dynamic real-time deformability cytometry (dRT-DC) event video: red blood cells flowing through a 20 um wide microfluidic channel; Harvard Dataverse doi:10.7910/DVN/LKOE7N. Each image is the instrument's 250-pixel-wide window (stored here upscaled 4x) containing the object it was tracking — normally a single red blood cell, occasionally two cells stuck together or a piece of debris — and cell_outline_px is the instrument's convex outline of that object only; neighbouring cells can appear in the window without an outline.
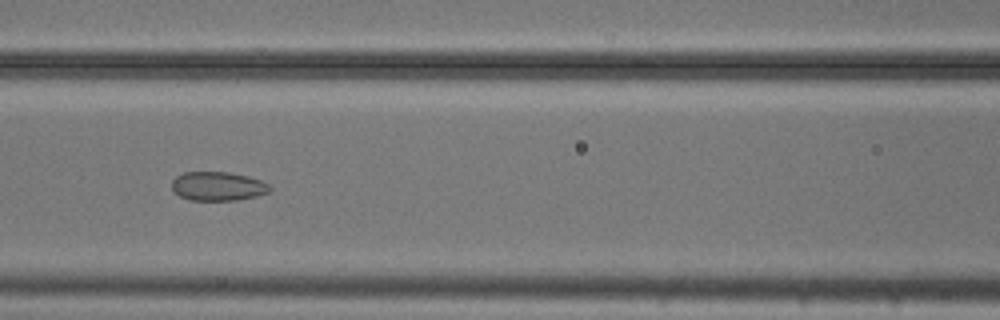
{"species": "common noctule bat (a hibernating species)", "species_latin": "Nyctalus noctula", "temperature_condition": "cold", "stored_images_in_passage": 54, "camera_frame_rate_fps": 3000, "um_per_image_px": 0.085, "animal": {"sex": "male", "body_mass_g": 20.5, "forearm_length_mm": 52.5}, "frame": {"image": 1, "passage_image": 24, "time_ms": 7.667, "image_size_px": [1000, 320], "cell_outline_px": [[272, 188], [268, 192], [256, 196], [236, 200], [192, 200], [180, 196], [172, 192], [172, 180], [176, 176], [184, 172], [228, 172], [248, 176], [260, 180], [268, 184]], "centroid_in_image_um": [18.49, 15.82], "position_along_channel_um": 148.1, "area_um2": 16.53}}
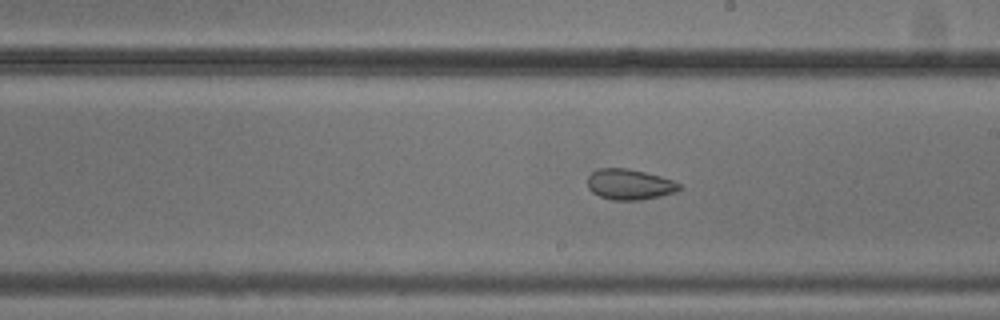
{"frame": {"image": 2, "passage_image": 31, "time_ms": 10.0, "image_size_px": [1000, 320], "cell_outline_px": [[680, 188], [676, 192], [660, 196], [640, 200], [612, 200], [600, 196], [592, 192], [588, 188], [588, 176], [596, 168], [628, 168], [660, 176], [672, 180], [680, 184]], "centroid_in_image_um": [53.49, 15.67], "position_along_channel_um": 235.5, "area_um2": 16.36}}
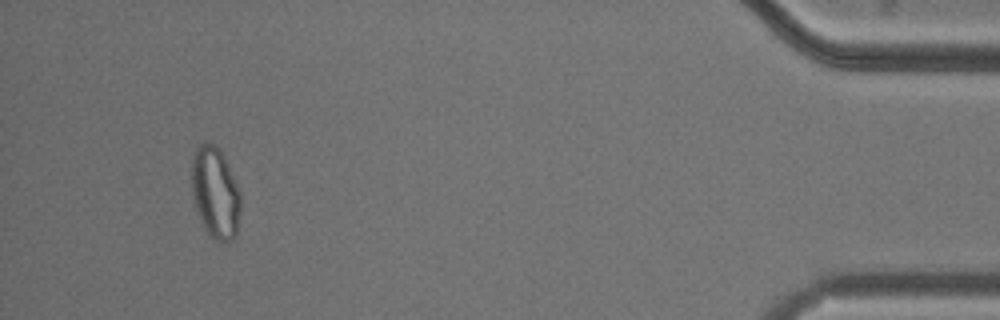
{"frame": {"image": 3, "passage_image": 51, "time_ms": 16.667, "image_size_px": [1000, 320], "cell_outline_px": [[240, 212], [236, 236], [228, 244], [220, 244], [208, 236], [200, 220], [196, 208], [192, 192], [192, 152], [204, 140], [212, 144], [224, 156], [240, 192]], "centroid_in_image_um": [18.3, 16.45], "position_along_channel_um": 416.9, "area_um2": 26.41}, "authors_computed_cell_mechanics": {"area_um2": 22.7154, "velocity_mm_per_s": 3.7543, "shape_relaxation_time_tau1_ms": null, "shape_relaxation_time_tau2_ms": 2.0574, "deformation_change_tau1": null, "deformation_change_tau2": 0.0625}}